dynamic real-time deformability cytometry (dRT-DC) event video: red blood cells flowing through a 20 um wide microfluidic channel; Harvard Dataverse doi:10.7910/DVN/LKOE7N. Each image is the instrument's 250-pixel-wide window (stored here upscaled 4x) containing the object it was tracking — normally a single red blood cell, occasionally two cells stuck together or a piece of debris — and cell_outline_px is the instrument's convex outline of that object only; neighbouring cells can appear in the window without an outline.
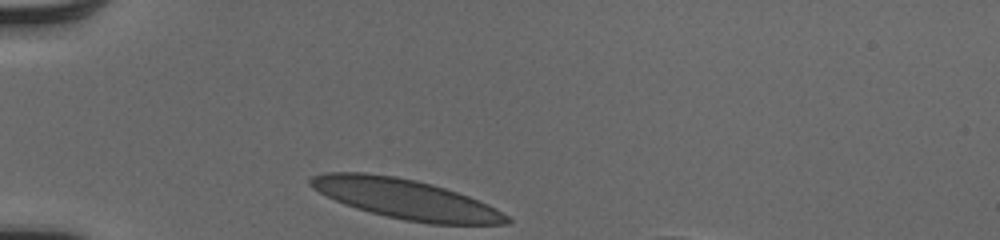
{"species": "human", "species_latin": "Homo sapiens", "temperature_condition": "cold", "stored_images_in_passage": 29, "camera_frame_rate_fps": 3000, "um_per_image_px": 0.085, "donor": {"sex": "male"}, "frame": {"image": 1, "passage_image": 1, "time_ms": 0.0, "image_size_px": [1000, 240], "cell_outline_px": [[512, 220], [508, 224], [432, 224], [404, 220], [356, 208], [344, 204], [312, 188], [308, 184], [308, 180], [312, 176], [324, 172], [364, 172], [396, 176], [416, 180], [432, 184], [468, 196], [488, 204], [496, 208], [508, 216]], "centroid_in_image_um": [34.48, 16.91], "position_along_channel_um": 50.5, "area_um2": 45.26}}
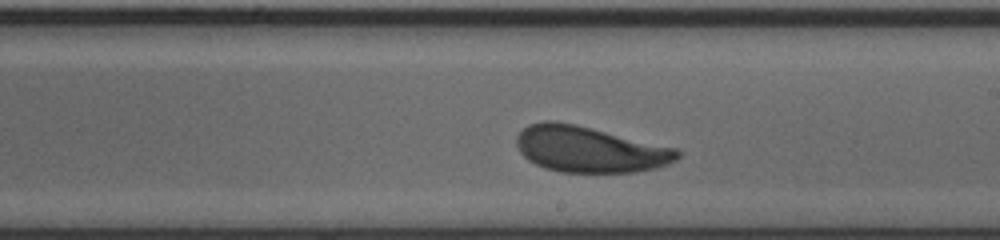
{"frame": {"image": 2, "passage_image": 17, "time_ms": 5.333, "image_size_px": [1000, 240], "cell_outline_px": [[680, 156], [676, 160], [668, 164], [656, 168], [636, 172], [560, 172], [544, 168], [528, 160], [520, 152], [516, 144], [516, 136], [528, 124], [544, 120], [556, 120], [576, 124], [676, 148], [680, 152]], "centroid_in_image_um": [50.09, 12.69], "position_along_channel_um": 238.9, "area_um2": 43.23}}
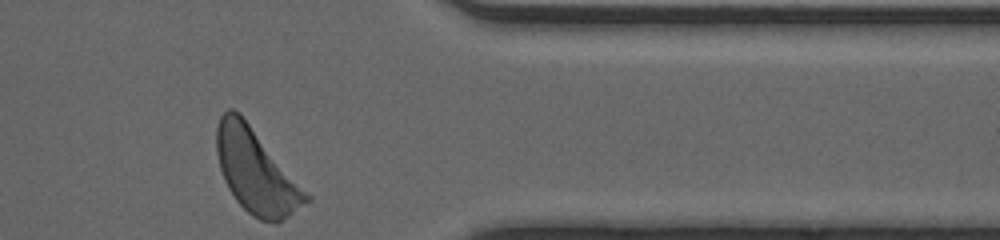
{"frame": {"image": 3, "passage_image": 29, "time_ms": 9.333, "image_size_px": [1000, 240], "cell_outline_px": [[312, 200], [276, 224], [260, 220], [252, 216], [236, 200], [228, 188], [224, 180], [220, 168], [216, 152], [216, 128], [220, 116], [228, 108], [232, 108], [240, 112], [312, 196]], "centroid_in_image_um": [21.78, 14.56], "position_along_channel_um": 389.6, "area_um2": 44.04}, "authors_computed_cell_mechanics": {"area_um2": 43.2344, "velocity_mm_per_s": 4.03, "shape_relaxation_time_tau1_ms": 2.2054, "shape_relaxation_time_tau2_ms": 0.7505, "deformation_change_tau1": 0.1073, "deformation_change_tau2": 0.0612}}